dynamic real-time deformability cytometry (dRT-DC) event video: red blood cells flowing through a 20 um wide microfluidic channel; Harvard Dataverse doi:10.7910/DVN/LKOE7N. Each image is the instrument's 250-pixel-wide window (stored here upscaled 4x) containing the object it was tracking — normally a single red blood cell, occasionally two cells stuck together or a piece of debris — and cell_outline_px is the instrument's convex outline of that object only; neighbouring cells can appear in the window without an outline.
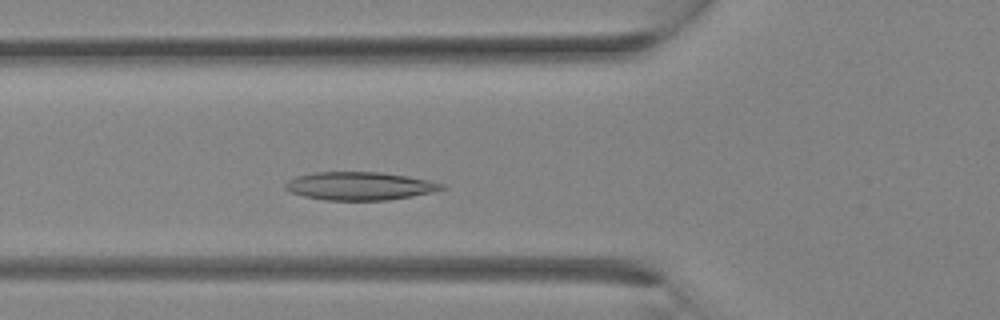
{"species": "Egyptian fruit bat (a non-hibernating species)", "species_latin": "Rousettus aegyptiacus", "temperature_condition": "room temperature", "stored_images_in_passage": 27, "camera_frame_rate_fps": 3000, "um_per_image_px": 0.085, "animal": {"sex": "female"}, "frame": {"image": 1, "passage_image": 7, "time_ms": 2.0, "image_size_px": [1000, 320], "cell_outline_px": [[448, 188], [432, 192], [412, 196], [388, 200], [324, 200], [304, 196], [292, 192], [284, 188], [284, 184], [288, 180], [296, 176], [316, 172], [380, 172], [408, 176], [428, 180], [444, 184]], "centroid_in_image_um": [30.59, 15.81], "position_along_channel_um": 95.2, "area_um2": 25.66}}
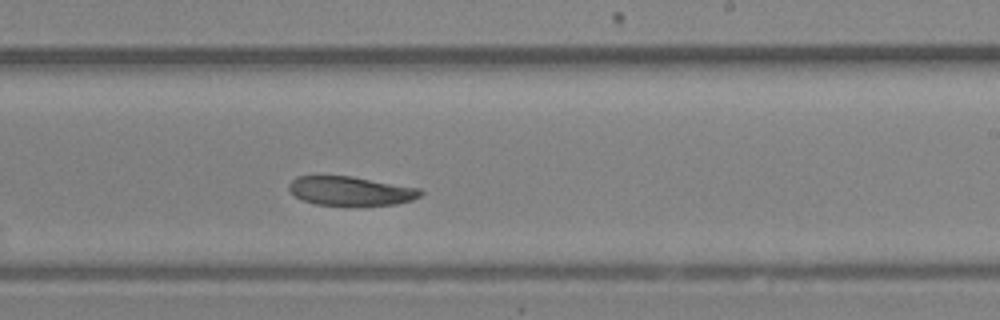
{"frame": {"image": 2, "passage_image": 15, "time_ms": 4.667, "image_size_px": [1000, 320], "cell_outline_px": [[424, 192], [420, 196], [412, 200], [396, 204], [352, 208], [316, 204], [304, 200], [296, 196], [288, 188], [288, 184], [296, 176], [352, 176], [420, 188]], "centroid_in_image_um": [29.84, 16.27], "position_along_channel_um": 259.2, "area_um2": 23.0}}
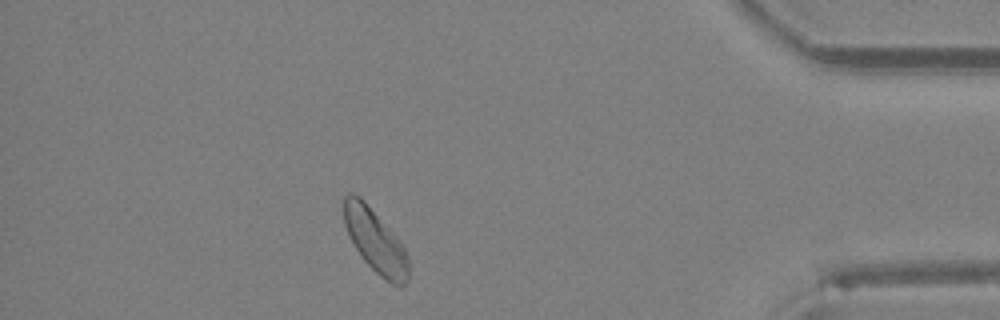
{"frame": {"image": 3, "passage_image": 24, "time_ms": 7.667, "image_size_px": [1000, 320], "cell_outline_px": [[408, 280], [400, 288], [392, 284], [380, 276], [364, 260], [356, 248], [344, 224], [340, 200], [348, 192], [352, 192], [360, 196], [364, 200], [400, 240], [408, 256]], "centroid_in_image_um": [31.87, 20.42], "position_along_channel_um": 403.3, "area_um2": 24.1}}